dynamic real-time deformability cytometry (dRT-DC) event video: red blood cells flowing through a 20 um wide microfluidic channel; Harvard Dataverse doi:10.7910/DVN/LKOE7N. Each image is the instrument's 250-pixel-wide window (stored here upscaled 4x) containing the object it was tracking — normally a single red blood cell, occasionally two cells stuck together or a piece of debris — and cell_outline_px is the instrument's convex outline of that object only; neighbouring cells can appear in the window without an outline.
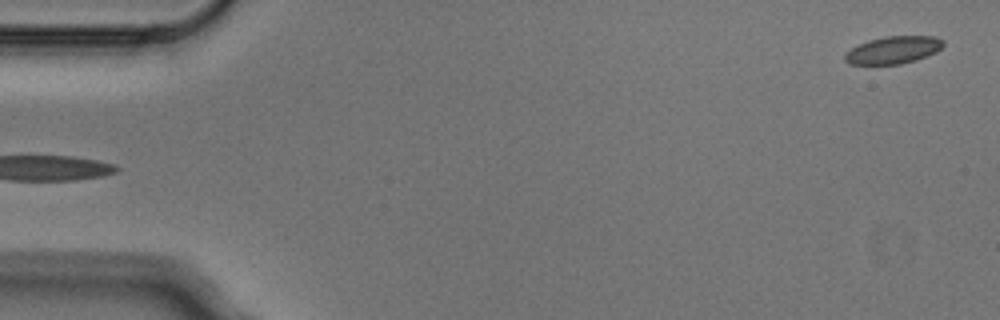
{"species": "Egyptian fruit bat (a non-hibernating species)", "species_latin": "Rousettus aegyptiacus", "temperature_condition": "cold", "stored_images_in_passage": 3, "segment_of_instrument_passage": [2, 2], "camera_frame_rate_fps": 3000, "um_per_image_px": 0.085, "animal": {"sex": "male"}, "frame": {"image": 1, "passage_image": 3, "time_ms": 0.667, "image_size_px": [1000, 320], "cell_outline_px": [[944, 44], [936, 52], [916, 60], [900, 64], [848, 64], [844, 60], [844, 56], [852, 48], [868, 40], [884, 36], [936, 36], [944, 40]], "centroid_in_image_um": [75.95, 4.24], "position_along_channel_um": 9.1, "area_um2": 15.66}}